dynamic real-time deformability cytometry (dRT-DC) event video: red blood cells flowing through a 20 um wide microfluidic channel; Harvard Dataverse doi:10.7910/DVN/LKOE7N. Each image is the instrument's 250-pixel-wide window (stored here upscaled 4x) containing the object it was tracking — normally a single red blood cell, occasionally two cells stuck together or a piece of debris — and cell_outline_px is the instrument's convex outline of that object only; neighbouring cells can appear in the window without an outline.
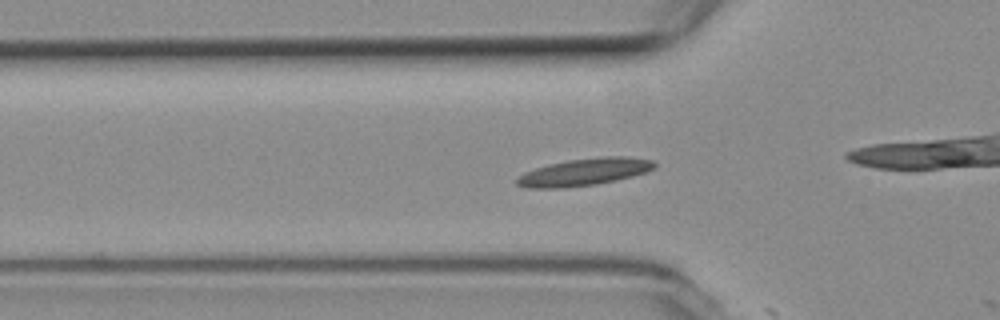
{"species": "common noctule bat (a hibernating species)", "species_latin": "Nyctalus noctula", "temperature_condition": "room temperature", "stored_images_in_passage": 11, "camera_frame_rate_fps": 3000, "um_per_image_px": 0.085, "animal": {"sex": "female", "body_mass_g": 19.3, "forearm_length_mm": 54.1}, "frame": {"image": 1, "passage_image": 10, "time_ms": 3.0, "image_size_px": [1000, 320], "cell_outline_px": [[656, 168], [648, 172], [616, 180], [596, 184], [564, 188], [524, 188], [516, 184], [516, 180], [524, 172], [536, 168], [568, 160], [600, 156], [628, 156], [652, 160], [656, 164]], "centroid_in_image_um": [49.7, 14.62], "position_along_channel_um": 76.1, "area_um2": 21.91}}